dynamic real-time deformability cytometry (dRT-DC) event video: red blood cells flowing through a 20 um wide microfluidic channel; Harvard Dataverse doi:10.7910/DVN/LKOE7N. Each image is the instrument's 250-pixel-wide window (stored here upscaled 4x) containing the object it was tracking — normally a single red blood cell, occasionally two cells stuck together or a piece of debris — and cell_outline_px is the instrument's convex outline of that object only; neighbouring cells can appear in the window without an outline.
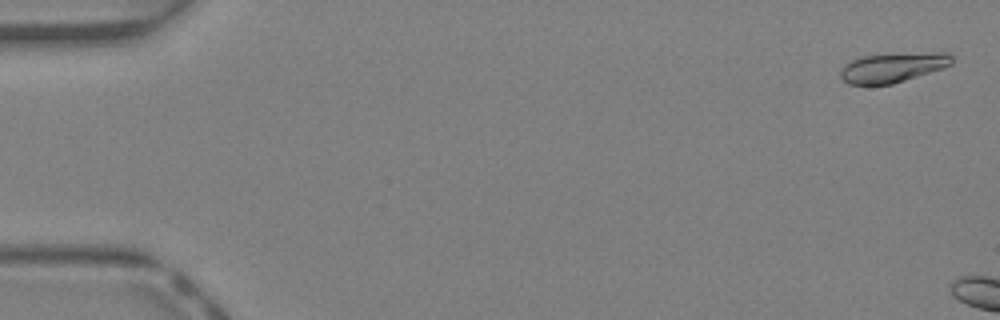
{"species": "Egyptian fruit bat (a non-hibernating species)", "species_latin": "Rousettus aegyptiacus", "temperature_condition": "warm", "stored_images_in_passage": 6, "camera_frame_rate_fps": 3000, "um_per_image_px": 0.085, "animal": {"sex": "female"}, "frame": {"image": 1, "passage_image": 2, "time_ms": 0.333, "image_size_px": [1000, 320], "cell_outline_px": [[952, 64], [944, 68], [892, 84], [848, 84], [840, 76], [840, 68], [852, 60], [864, 56], [936, 52], [948, 52], [952, 56]], "centroid_in_image_um": [75.91, 5.74], "position_along_channel_um": 9.1, "area_um2": 18.96}}